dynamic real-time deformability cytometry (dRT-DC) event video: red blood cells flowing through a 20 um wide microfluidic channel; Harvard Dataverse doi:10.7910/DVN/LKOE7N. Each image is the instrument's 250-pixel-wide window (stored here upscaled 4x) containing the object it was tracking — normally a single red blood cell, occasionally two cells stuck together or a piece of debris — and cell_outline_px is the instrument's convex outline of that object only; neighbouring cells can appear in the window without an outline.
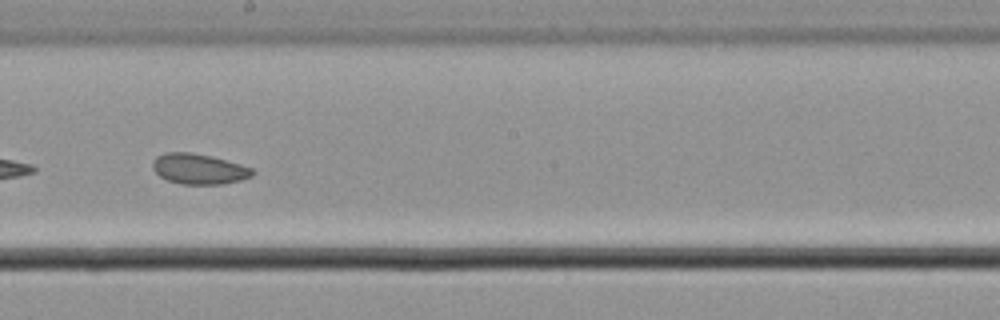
{"species": "common noctule bat (a hibernating species)", "species_latin": "Nyctalus noctula", "temperature_condition": "cold", "stored_images_in_passage": 58, "camera_frame_rate_fps": 3000, "um_per_image_px": 0.085, "animal": {"sex": "male", "body_mass_g": 21.5, "forearm_length_mm": 52.0}, "frame": {"image": 1, "passage_image": 34, "time_ms": 11.0, "image_size_px": [1000, 320], "cell_outline_px": [[256, 172], [252, 176], [240, 180], [220, 184], [180, 184], [168, 180], [160, 176], [152, 168], [152, 160], [156, 156], [164, 152], [192, 152], [212, 156], [240, 164], [252, 168]], "centroid_in_image_um": [16.89, 14.35], "position_along_channel_um": 231.3, "area_um2": 17.8}, "authors_computed_cell_mechanics": {"area_um2": 19.4208, "velocity_mm_per_s": 3.6406, "shape_relaxation_time_tau1_ms": null, "shape_relaxation_time_tau2_ms": 1.5335, "deformation_change_tau1": null, "deformation_change_tau2": 0.0545}}